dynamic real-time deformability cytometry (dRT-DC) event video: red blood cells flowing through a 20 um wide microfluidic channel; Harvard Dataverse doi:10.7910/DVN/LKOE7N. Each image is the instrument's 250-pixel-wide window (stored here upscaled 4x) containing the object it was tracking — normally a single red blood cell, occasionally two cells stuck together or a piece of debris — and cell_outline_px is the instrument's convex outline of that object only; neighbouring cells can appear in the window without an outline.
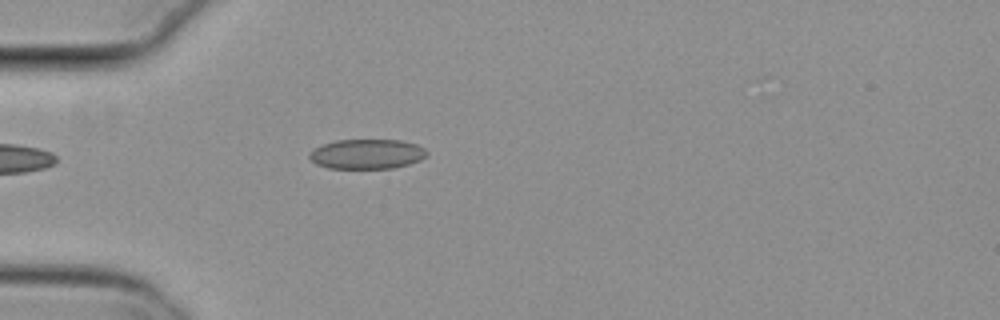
{"species": "common noctule bat (a hibernating species)", "species_latin": "Nyctalus noctula", "temperature_condition": "cold", "stored_images_in_passage": 5, "camera_frame_rate_fps": 3000, "um_per_image_px": 0.085, "animal": {"sex": "female", "body_mass_g": 29.2, "forearm_length_mm": 56.3}, "frame": {"image": 1, "passage_image": 5, "time_ms": 1.333, "image_size_px": [1000, 320], "cell_outline_px": [[428, 152], [420, 160], [408, 164], [392, 168], [328, 168], [316, 164], [308, 156], [316, 148], [324, 144], [336, 140], [400, 140], [416, 144], [424, 148]], "centroid_in_image_um": [31.2, 13.09], "position_along_channel_um": 53.8, "area_um2": 20.11}}